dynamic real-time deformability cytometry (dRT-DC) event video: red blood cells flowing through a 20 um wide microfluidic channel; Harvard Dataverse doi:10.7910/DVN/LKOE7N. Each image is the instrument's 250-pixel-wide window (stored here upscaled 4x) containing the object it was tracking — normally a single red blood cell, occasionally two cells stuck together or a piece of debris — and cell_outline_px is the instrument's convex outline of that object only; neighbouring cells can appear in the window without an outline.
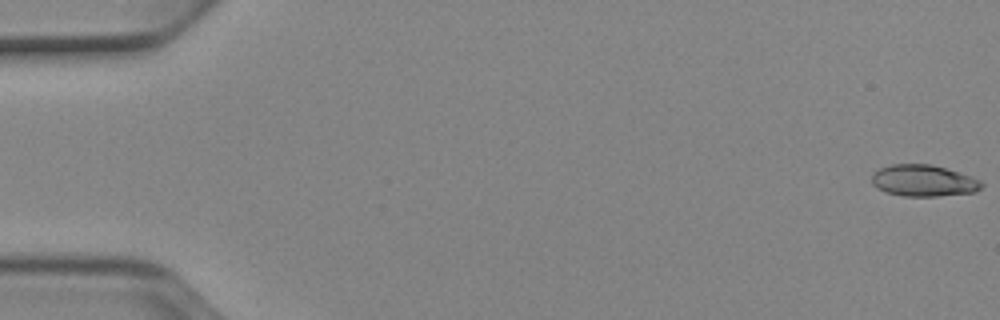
{"species": "Egyptian fruit bat (a non-hibernating species)", "species_latin": "Rousettus aegyptiacus", "temperature_condition": "cold", "stored_images_in_passage": 14, "camera_frame_rate_fps": 3000, "um_per_image_px": 0.085, "animal": {"sex": "female"}, "frame": {"image": 1, "passage_image": 1, "time_ms": 0.0, "image_size_px": [1000, 320], "cell_outline_px": [[984, 184], [976, 192], [936, 196], [904, 196], [888, 192], [876, 188], [872, 184], [872, 172], [880, 168], [892, 164], [932, 164], [960, 172], [980, 180]], "centroid_in_image_um": [78.49, 15.35], "position_along_channel_um": 6.5, "area_um2": 20.23}}